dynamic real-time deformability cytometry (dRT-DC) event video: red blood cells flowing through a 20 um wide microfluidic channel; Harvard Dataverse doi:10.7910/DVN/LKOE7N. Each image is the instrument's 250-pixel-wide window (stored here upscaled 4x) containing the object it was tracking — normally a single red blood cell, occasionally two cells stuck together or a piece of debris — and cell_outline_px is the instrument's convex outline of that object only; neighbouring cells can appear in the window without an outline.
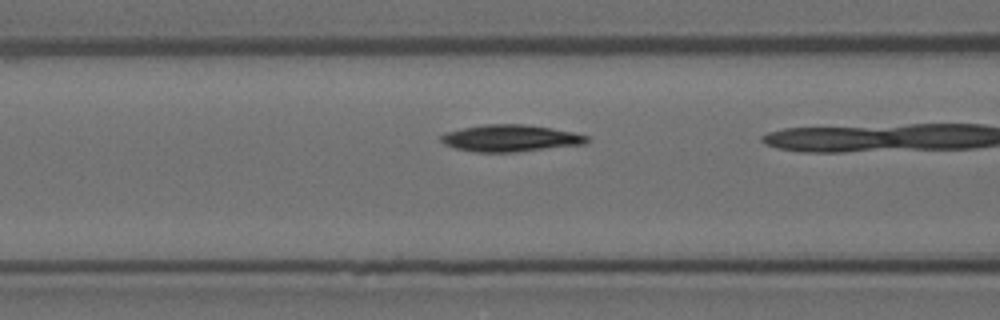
{"species": "Egyptian fruit bat (a non-hibernating species)", "species_latin": "Rousettus aegyptiacus", "temperature_condition": "room temperature", "stored_images_in_passage": 7, "camera_frame_rate_fps": 3000, "um_per_image_px": 0.085, "animal": {"sex": "female"}, "frame": {"image": 1, "passage_image": 6, "time_ms": 1.667, "image_size_px": [1000, 320], "cell_outline_px": [[588, 140], [584, 144], [516, 152], [476, 152], [456, 148], [444, 144], [440, 140], [440, 136], [448, 132], [464, 128], [484, 124], [524, 124], [552, 128], [572, 132], [588, 136]], "centroid_in_image_um": [43.38, 11.75], "position_along_channel_um": 123.2, "area_um2": 22.6}}